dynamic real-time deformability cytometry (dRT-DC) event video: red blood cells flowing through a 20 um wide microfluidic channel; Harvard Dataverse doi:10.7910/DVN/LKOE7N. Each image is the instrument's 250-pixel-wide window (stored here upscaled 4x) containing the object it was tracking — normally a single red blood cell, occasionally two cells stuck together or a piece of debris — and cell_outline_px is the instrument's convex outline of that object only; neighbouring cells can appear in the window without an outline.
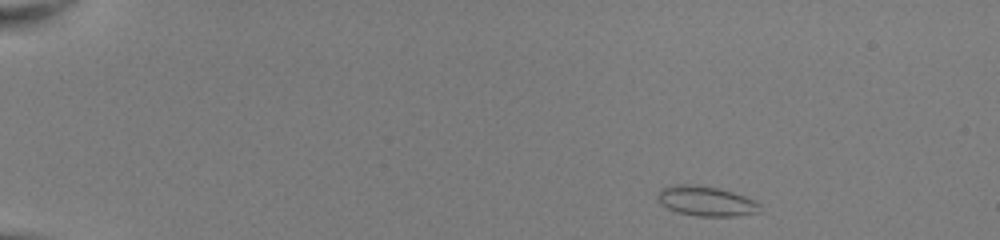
{"species": "common noctule bat (a hibernating species)", "species_latin": "Nyctalus noctula", "temperature_condition": "room temperature", "stored_images_in_passage": 44, "camera_frame_rate_fps": 3000, "um_per_image_px": 0.085, "animal": {"sex": "female", "body_mass_g": 22.0, "forearm_length_mm": 56.7}, "frame": {"image": 1, "passage_image": 1, "time_ms": 0.0, "image_size_px": [1000, 240], "cell_outline_px": [[760, 212], [736, 216], [696, 216], [676, 212], [660, 204], [660, 188], [676, 184], [696, 184], [720, 188], [756, 200], [760, 204]], "centroid_in_image_um": [60.04, 17.09], "position_along_channel_um": 25.0, "area_um2": 17.86}}
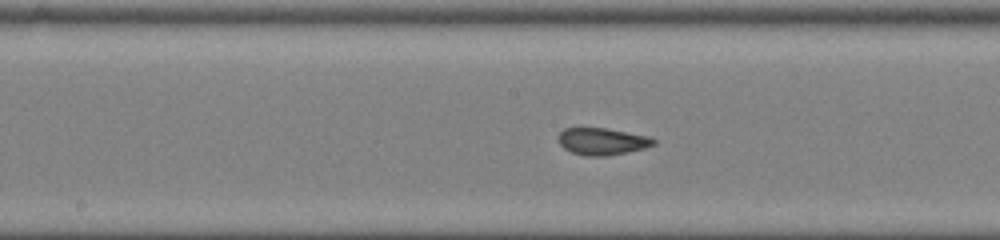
{"frame": {"image": 2, "passage_image": 22, "time_ms": 7.0, "image_size_px": [1000, 240], "cell_outline_px": [[656, 144], [644, 148], [608, 156], [584, 156], [572, 152], [564, 148], [556, 140], [556, 136], [564, 128], [608, 128], [652, 136], [656, 140]], "centroid_in_image_um": [51.19, 12.01], "position_along_channel_um": 197.0, "area_um2": 15.32}}
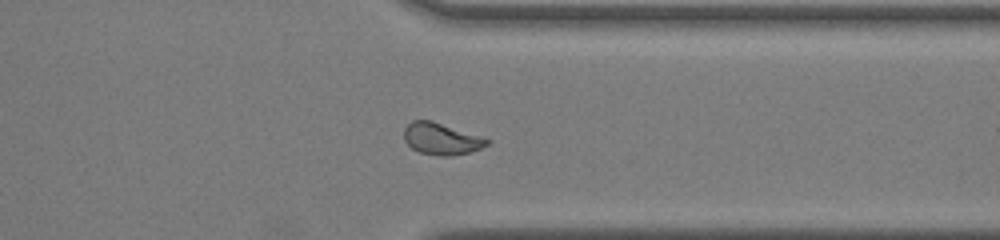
{"frame": {"image": 3, "passage_image": 35, "time_ms": 11.333, "image_size_px": [1000, 240], "cell_outline_px": [[492, 140], [488, 144], [480, 148], [468, 152], [452, 156], [440, 156], [420, 152], [412, 148], [404, 140], [404, 128], [412, 120], [432, 120]], "centroid_in_image_um": [37.5, 11.79], "position_along_channel_um": 373.9, "area_um2": 15.26}, "authors_computed_cell_mechanics": {"area_um2": 15.9817, "velocity_mm_per_s": 4.0638, "shape_relaxation_time_tau1_ms": null, "shape_relaxation_time_tau2_ms": 0.8114, "deformation_change_tau1": null, "deformation_change_tau2": 0.0538}}